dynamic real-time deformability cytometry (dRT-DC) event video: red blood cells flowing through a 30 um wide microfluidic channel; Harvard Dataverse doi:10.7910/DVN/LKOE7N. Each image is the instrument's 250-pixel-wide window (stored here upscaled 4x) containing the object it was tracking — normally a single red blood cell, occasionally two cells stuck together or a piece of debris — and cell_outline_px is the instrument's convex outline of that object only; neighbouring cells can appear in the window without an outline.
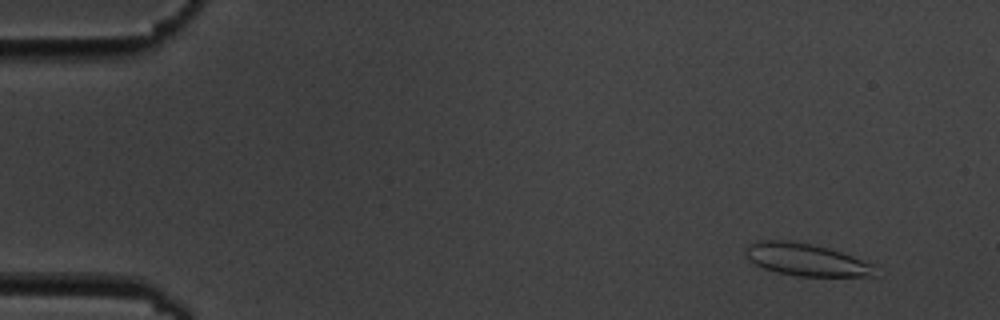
{"species": "common noctule bat (a hibernating species)", "species_latin": "Nyctalus noctula", "temperature_condition": "cold", "stored_images_in_passage": 9, "camera_frame_rate_fps": 3000, "um_per_image_px": 0.085, "animal": {"sex": "male", "body_mass_g": 19.5, "forearm_length_mm": 54.6}, "frame": {"image": 1, "passage_image": 2, "time_ms": 1.0, "image_size_px": [1000, 320], "cell_outline_px": [[880, 276], [800, 276], [776, 272], [764, 268], [748, 260], [744, 252], [744, 248], [756, 240], [788, 240], [828, 248], [876, 264]], "centroid_in_image_um": [68.56, 22.08], "position_along_channel_um": 16.4, "area_um2": 24.62}}
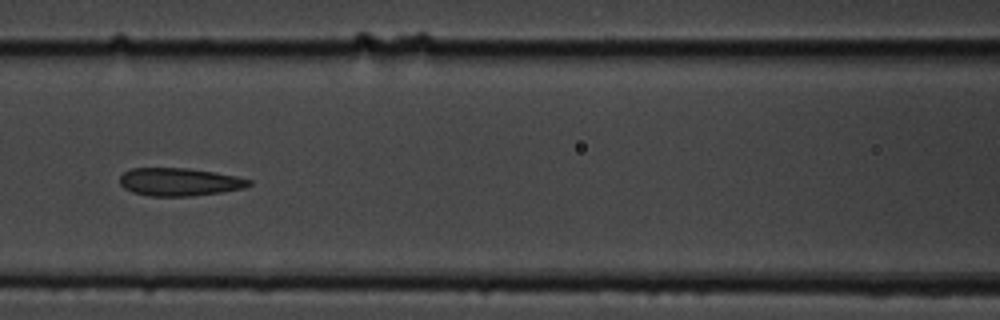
{"frame": {"image": 2, "passage_image": 8, "time_ms": 8.0, "image_size_px": [1000, 320], "cell_outline_px": [[252, 184], [244, 188], [220, 192], [192, 196], [148, 196], [132, 192], [124, 188], [120, 184], [120, 176], [124, 172], [132, 168], [188, 168], [216, 172], [236, 176], [252, 180]], "centroid_in_image_um": [15.25, 15.46], "position_along_channel_um": 151.3, "area_um2": 21.1}}
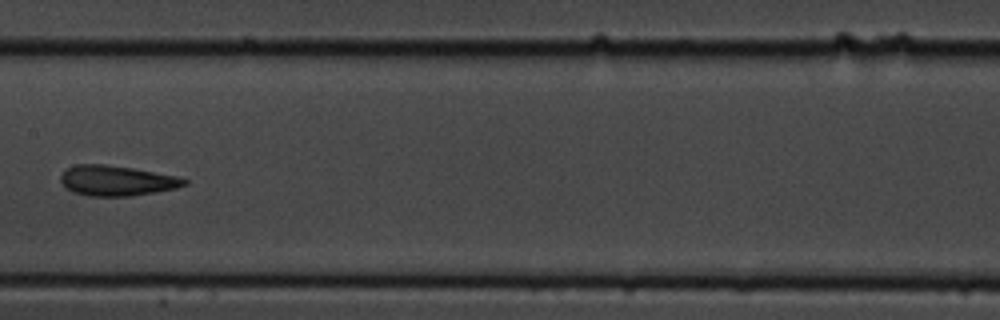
{"frame": {"image": 3, "passage_image": 9, "time_ms": 9.333, "image_size_px": [1000, 320], "cell_outline_px": [[188, 184], [176, 188], [128, 196], [88, 196], [72, 192], [60, 180], [60, 176], [68, 168], [76, 164], [104, 164], [132, 168], [176, 176], [188, 180]], "centroid_in_image_um": [9.91, 15.35], "position_along_channel_um": 197.5, "area_um2": 21.5}}